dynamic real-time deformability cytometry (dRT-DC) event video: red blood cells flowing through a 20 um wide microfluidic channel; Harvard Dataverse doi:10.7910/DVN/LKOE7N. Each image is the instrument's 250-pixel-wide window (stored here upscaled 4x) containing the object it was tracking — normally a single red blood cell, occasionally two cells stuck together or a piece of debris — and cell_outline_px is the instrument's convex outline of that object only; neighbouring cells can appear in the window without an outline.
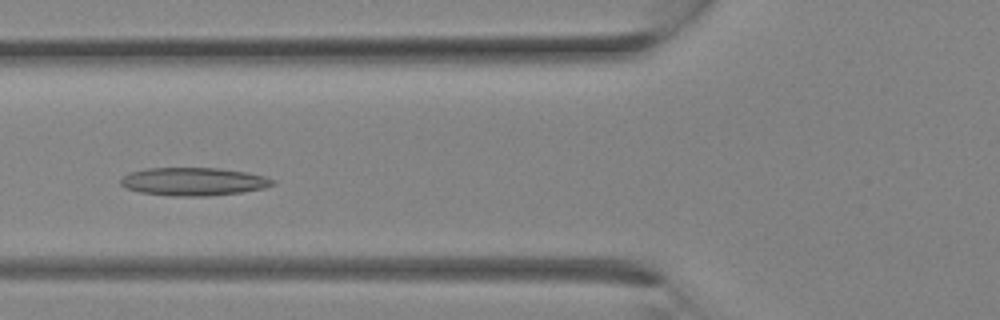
{"species": "Egyptian fruit bat (a non-hibernating species)", "species_latin": "Rousettus aegyptiacus", "temperature_condition": "room temperature", "stored_images_in_passage": 13, "camera_frame_rate_fps": 3000, "um_per_image_px": 0.085, "animal": {"sex": "female"}, "frame": {"image": 1, "passage_image": 10, "time_ms": 3.0, "image_size_px": [1000, 320], "cell_outline_px": [[276, 184], [264, 188], [244, 192], [208, 196], [172, 196], [140, 192], [124, 188], [120, 184], [120, 180], [128, 172], [144, 168], [220, 168], [248, 172], [264, 176], [276, 180]], "centroid_in_image_um": [16.46, 15.43], "position_along_channel_um": 109.3, "area_um2": 25.2}}
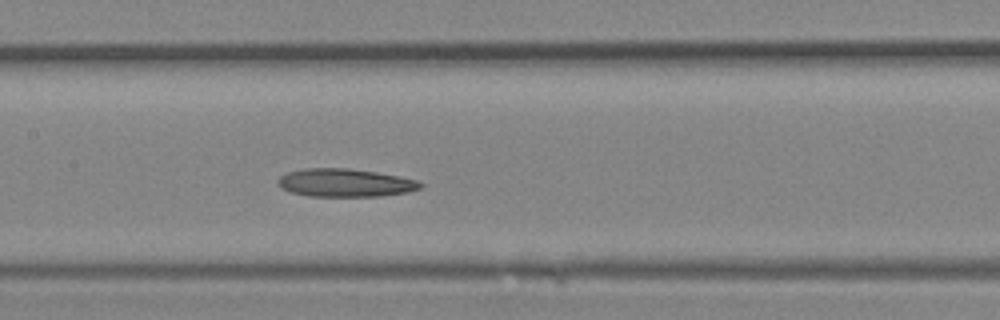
{"frame": {"image": 2, "passage_image": 13, "time_ms": 4.0, "image_size_px": [1000, 320], "cell_outline_px": [[424, 184], [420, 188], [408, 192], [380, 196], [308, 196], [292, 192], [280, 188], [276, 184], [276, 180], [280, 176], [288, 172], [304, 168], [348, 168], [376, 172], [400, 176], [420, 180]], "centroid_in_image_um": [29.33, 15.53], "position_along_channel_um": 178.1, "area_um2": 23.52}}